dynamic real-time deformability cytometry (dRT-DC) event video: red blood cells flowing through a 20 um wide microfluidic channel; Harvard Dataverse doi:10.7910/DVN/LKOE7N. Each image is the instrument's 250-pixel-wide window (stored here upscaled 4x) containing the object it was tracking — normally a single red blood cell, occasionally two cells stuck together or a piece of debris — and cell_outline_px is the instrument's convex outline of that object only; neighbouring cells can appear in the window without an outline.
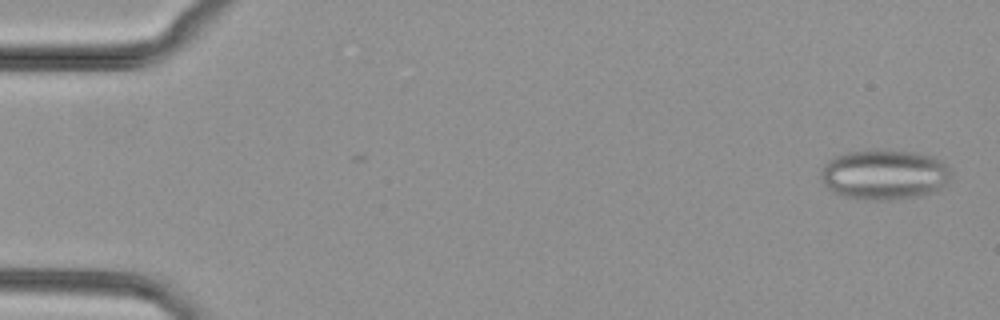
{"species": "common noctule bat (a hibernating species)", "species_latin": "Nyctalus noctula", "temperature_condition": "cold", "stored_images_in_passage": 5, "camera_frame_rate_fps": 3000, "um_per_image_px": 0.085, "animal": {"sex": "female", "body_mass_g": 29.2, "forearm_length_mm": 56.3}, "frame": {"image": 1, "passage_image": 2, "time_ms": 0.333, "image_size_px": [1000, 320], "cell_outline_px": [[952, 172], [944, 188], [936, 192], [924, 196], [888, 200], [856, 200], [844, 196], [828, 188], [824, 184], [820, 176], [820, 172], [824, 164], [828, 160], [836, 156], [852, 152], [912, 152], [932, 156], [940, 160]], "centroid_in_image_um": [75.19, 14.9], "position_along_channel_um": 9.8, "area_um2": 37.74}}